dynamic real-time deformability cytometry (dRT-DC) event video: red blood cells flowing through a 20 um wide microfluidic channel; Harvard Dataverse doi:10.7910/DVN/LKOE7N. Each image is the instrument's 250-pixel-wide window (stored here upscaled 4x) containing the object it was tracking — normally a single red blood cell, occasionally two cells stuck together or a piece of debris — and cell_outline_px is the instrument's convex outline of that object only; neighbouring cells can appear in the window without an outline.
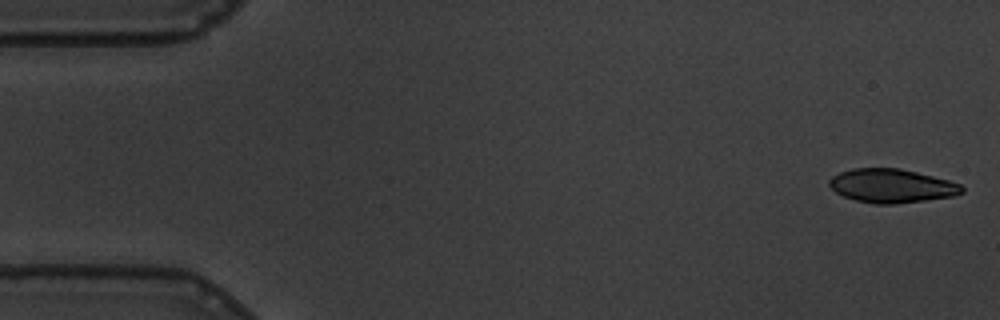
{"species": "common noctule bat (a hibernating species)", "species_latin": "Nyctalus noctula", "temperature_condition": "warm", "stored_images_in_passage": 16, "camera_frame_rate_fps": 3000, "um_per_image_px": 0.085, "animal": {"sex": "male", "body_mass_g": 19.5, "forearm_length_mm": 54.6}, "frame": {"image": 1, "passage_image": 1, "time_ms": 0.0, "image_size_px": [1000, 320], "cell_outline_px": [[964, 192], [956, 196], [896, 204], [876, 204], [856, 200], [844, 196], [836, 192], [828, 184], [828, 180], [832, 176], [840, 172], [852, 168], [900, 168], [948, 180], [960, 184], [964, 188]], "centroid_in_image_um": [75.8, 15.8], "position_along_channel_um": 9.2, "area_um2": 26.13}}